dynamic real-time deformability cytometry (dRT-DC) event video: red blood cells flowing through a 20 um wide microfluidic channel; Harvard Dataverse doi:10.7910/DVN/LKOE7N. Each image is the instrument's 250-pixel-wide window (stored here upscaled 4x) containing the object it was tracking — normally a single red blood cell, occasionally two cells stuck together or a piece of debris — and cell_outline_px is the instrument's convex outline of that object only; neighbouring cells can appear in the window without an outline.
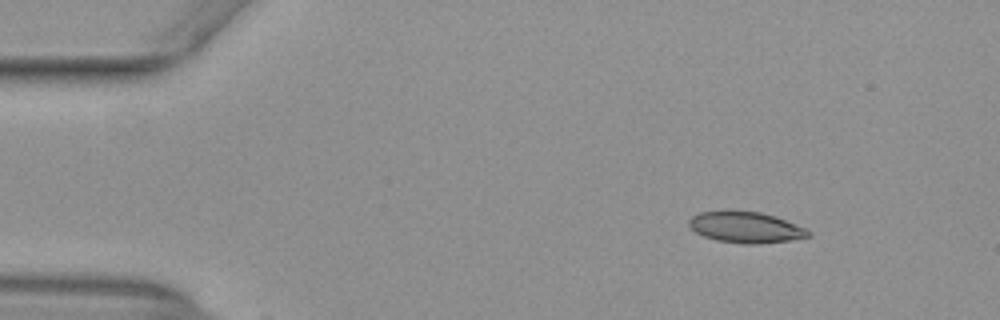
{"species": "common noctule bat (a hibernating species)", "species_latin": "Nyctalus noctula", "temperature_condition": "warm", "stored_images_in_passage": 10, "camera_frame_rate_fps": 3000, "um_per_image_px": 0.085, "animal": {"sex": "female", "body_mass_g": 29.2, "forearm_length_mm": 56.3}, "frame": {"image": 1, "passage_image": 2, "time_ms": 0.333, "image_size_px": [1000, 320], "cell_outline_px": [[812, 236], [792, 240], [760, 244], [744, 244], [716, 240], [704, 236], [688, 228], [688, 220], [692, 216], [700, 212], [760, 212], [776, 216], [804, 228], [812, 232]], "centroid_in_image_um": [63.4, 19.35], "position_along_channel_um": 21.6, "area_um2": 21.44}}